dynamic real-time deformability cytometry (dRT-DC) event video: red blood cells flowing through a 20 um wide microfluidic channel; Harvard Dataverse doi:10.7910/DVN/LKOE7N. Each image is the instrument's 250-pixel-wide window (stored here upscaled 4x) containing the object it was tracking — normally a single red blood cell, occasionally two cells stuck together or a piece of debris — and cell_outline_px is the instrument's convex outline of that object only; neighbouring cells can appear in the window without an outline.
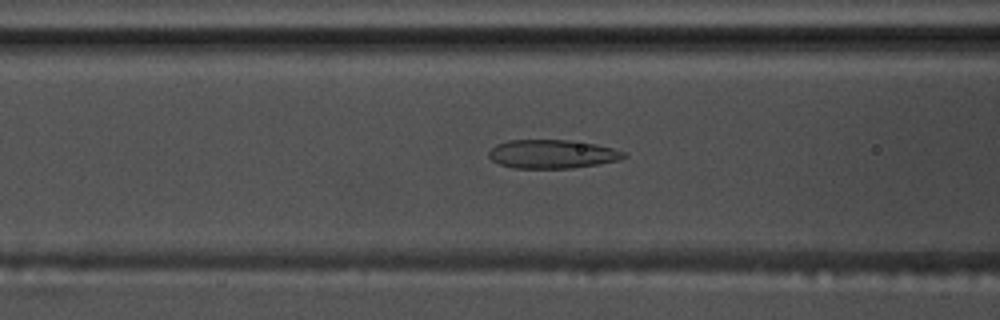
{"species": "common noctule bat (a hibernating species)", "species_latin": "Nyctalus noctula", "temperature_condition": "warm", "stored_images_in_passage": 56, "camera_frame_rate_fps": 3000, "um_per_image_px": 0.085, "animal": {"sex": "male", "body_mass_g": 17.5, "forearm_length_mm": 52.3}, "frame": {"image": 1, "passage_image": 23, "time_ms": 7.333, "image_size_px": [1000, 320], "cell_outline_px": [[628, 156], [616, 160], [596, 164], [572, 168], [512, 168], [500, 164], [492, 160], [488, 156], [488, 152], [496, 144], [508, 140], [568, 140], [596, 144], [612, 148], [624, 152]], "centroid_in_image_um": [46.89, 13.09], "position_along_channel_um": 119.7, "area_um2": 22.43}}
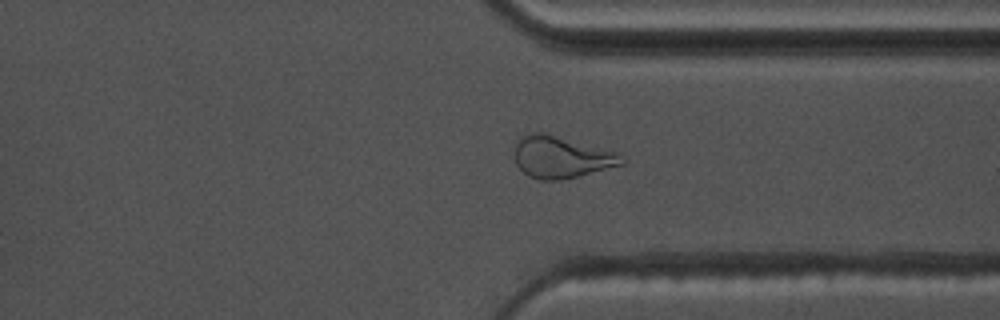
{"frame": {"image": 2, "passage_image": 43, "time_ms": 14.0, "image_size_px": [1000, 320], "cell_outline_px": [[628, 160], [624, 164], [560, 180], [540, 180], [528, 176], [516, 164], [516, 140], [520, 136], [528, 132], [544, 132], [616, 152]], "centroid_in_image_um": [47.69, 13.34], "position_along_channel_um": 363.7, "area_um2": 26.01}}
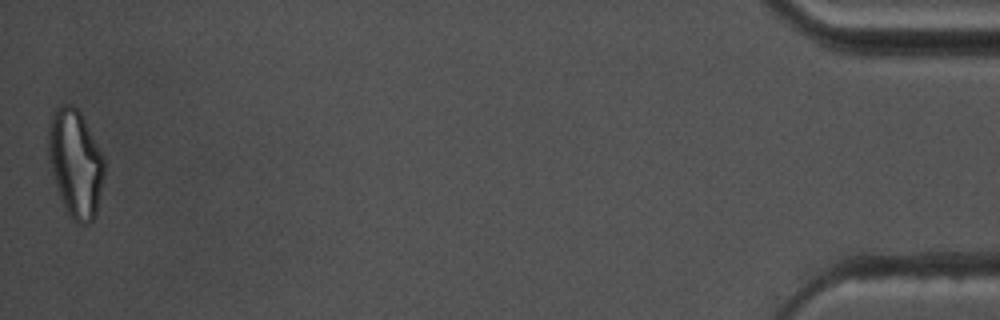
{"frame": {"image": 3, "passage_image": 56, "time_ms": 18.333, "image_size_px": [1000, 320], "cell_outline_px": [[104, 176], [96, 216], [88, 224], [76, 224], [72, 220], [64, 208], [52, 172], [48, 156], [48, 124], [52, 112], [60, 104], [72, 104], [80, 112], [104, 156]], "centroid_in_image_um": [6.41, 13.88], "position_along_channel_um": 428.8, "area_um2": 35.32}, "authors_computed_cell_mechanics": {"area_um2": 25.1719, "velocity_mm_per_s": 3.6633, "shape_relaxation_time_tau1_ms": null, "shape_relaxation_time_tau2_ms": 1.8622, "deformation_change_tau1": null, "deformation_change_tau2": 0.0935}}